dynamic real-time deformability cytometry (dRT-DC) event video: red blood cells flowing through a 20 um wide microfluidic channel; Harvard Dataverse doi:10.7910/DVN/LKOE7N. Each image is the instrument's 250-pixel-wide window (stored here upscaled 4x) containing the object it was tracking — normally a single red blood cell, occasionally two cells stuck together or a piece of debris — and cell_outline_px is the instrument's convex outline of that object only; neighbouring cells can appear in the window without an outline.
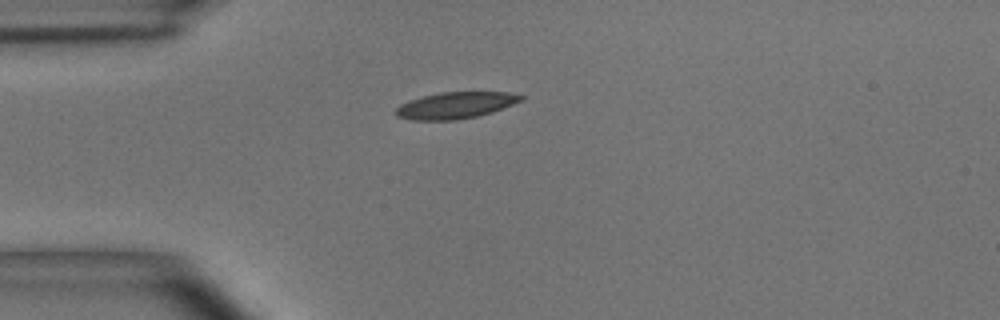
{"species": "common noctule bat (a hibernating species)", "species_latin": "Nyctalus noctula", "temperature_condition": "room temperature", "stored_images_in_passage": 1, "camera_frame_rate_fps": 3000, "um_per_image_px": 0.085, "animal": {"sex": "male", "body_mass_g": 15.6}, "frame": {"image": 1, "passage_image": 1, "time_ms": 0.0, "image_size_px": [1000, 320], "cell_outline_px": [[524, 100], [492, 112], [476, 116], [456, 120], [412, 120], [396, 116], [392, 112], [400, 104], [408, 100], [440, 92], [508, 92], [524, 96]], "centroid_in_image_um": [38.69, 8.95], "position_along_channel_um": 46.3, "area_um2": 19.42}}